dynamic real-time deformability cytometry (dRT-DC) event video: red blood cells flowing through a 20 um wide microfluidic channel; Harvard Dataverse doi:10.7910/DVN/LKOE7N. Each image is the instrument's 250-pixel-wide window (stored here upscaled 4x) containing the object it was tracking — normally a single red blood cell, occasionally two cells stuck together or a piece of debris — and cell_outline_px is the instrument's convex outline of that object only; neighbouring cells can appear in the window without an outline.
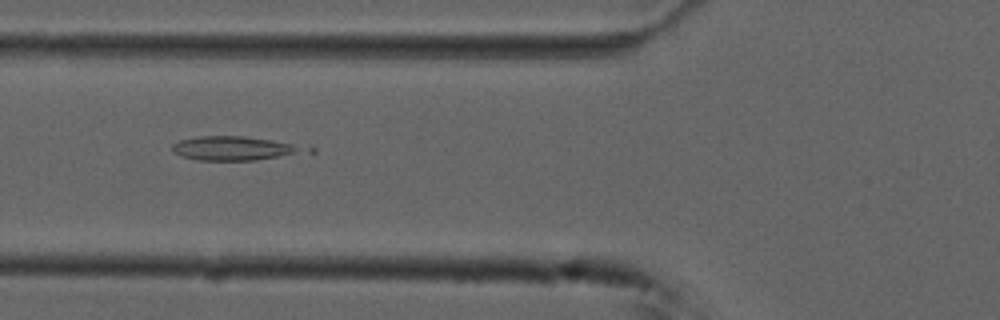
{"species": "common noctule bat (a hibernating species)", "species_latin": "Nyctalus noctula", "temperature_condition": "cold", "stored_images_in_passage": 54, "camera_frame_rate_fps": 3000, "um_per_image_px": 0.085, "animal": {"sex": "male", "forearm_length_mm": 52.5}, "frame": {"image": 1, "passage_image": 20, "time_ms": 6.333, "image_size_px": [1000, 320], "cell_outline_px": [[316, 152], [256, 160], [196, 160], [180, 156], [172, 152], [172, 144], [180, 140], [200, 136], [244, 136], [312, 144], [316, 148]], "centroid_in_image_um": [20.22, 12.6], "position_along_channel_um": 105.6, "area_um2": 19.77}}
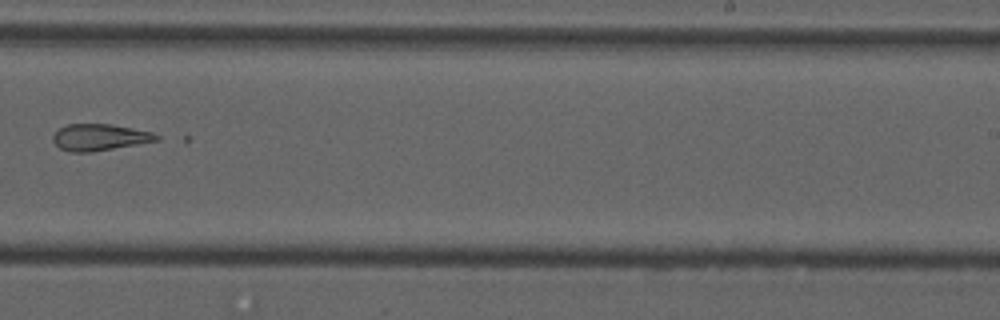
{"frame": {"image": 2, "passage_image": 34, "time_ms": 11.0, "image_size_px": [1000, 320], "cell_outline_px": [[160, 140], [92, 152], [72, 152], [60, 148], [52, 140], [52, 136], [60, 128], [68, 124], [112, 124], [152, 132], [160, 136]], "centroid_in_image_um": [8.48, 11.67], "position_along_channel_um": 280.5, "area_um2": 15.95}}
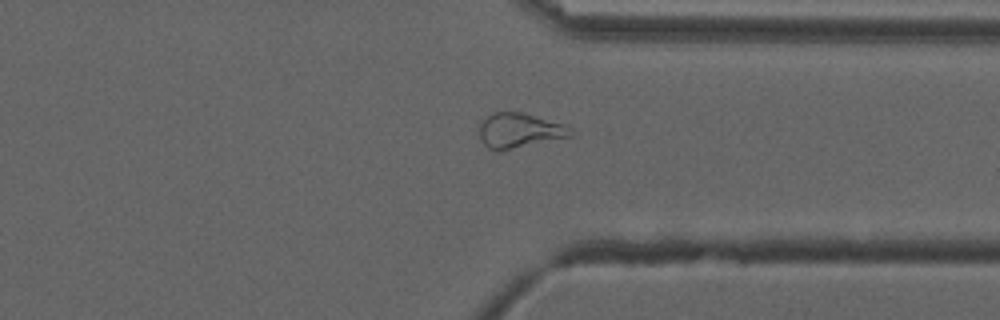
{"frame": {"image": 3, "passage_image": 41, "time_ms": 13.333, "image_size_px": [1000, 320], "cell_outline_px": [[572, 136], [508, 148], [488, 148], [484, 144], [480, 136], [480, 124], [492, 112], [520, 112], [564, 124], [572, 128]], "centroid_in_image_um": [44.17, 11.05], "position_along_channel_um": 367.2, "area_um2": 17.63}}